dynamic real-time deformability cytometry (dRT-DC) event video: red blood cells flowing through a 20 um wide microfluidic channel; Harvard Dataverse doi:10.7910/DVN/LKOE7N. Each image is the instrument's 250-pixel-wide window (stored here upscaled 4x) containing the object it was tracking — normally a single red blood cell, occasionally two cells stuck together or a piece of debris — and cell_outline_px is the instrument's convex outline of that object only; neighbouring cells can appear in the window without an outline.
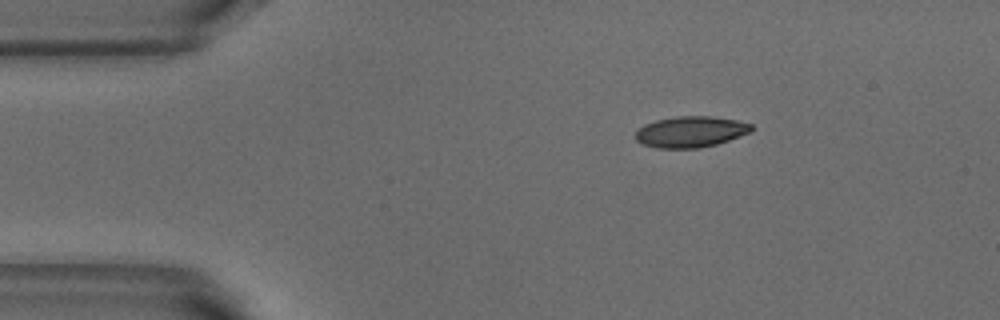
{"species": "common noctule bat (a hibernating species)", "species_latin": "Nyctalus noctula", "temperature_condition": "warm", "stored_images_in_passage": 4, "camera_frame_rate_fps": 3000, "um_per_image_px": 0.085, "animal": {"sex": "male", "body_mass_g": 18.8}, "frame": {"image": 1, "passage_image": 1, "time_ms": 0.0, "image_size_px": [1000, 320], "cell_outline_px": [[752, 132], [716, 144], [700, 148], [656, 148], [644, 144], [636, 140], [636, 132], [644, 124], [656, 120], [676, 116], [712, 116], [736, 120], [752, 124]], "centroid_in_image_um": [58.72, 11.2], "position_along_channel_um": 26.3, "area_um2": 20.92}}
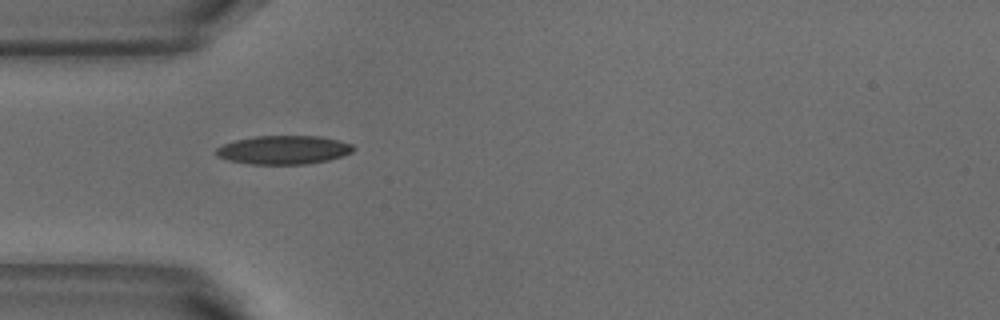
{"frame": {"image": 2, "passage_image": 3, "time_ms": 0.667, "image_size_px": [1000, 320], "cell_outline_px": [[356, 148], [352, 152], [328, 160], [308, 164], [248, 164], [228, 160], [216, 156], [216, 148], [224, 144], [236, 140], [256, 136], [320, 136], [352, 144]], "centroid_in_image_um": [24.1, 12.74], "position_along_channel_um": 60.9, "area_um2": 22.83}}
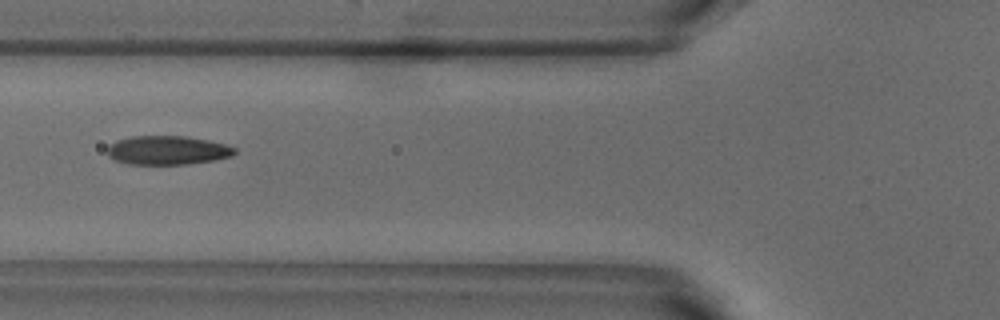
{"frame": {"image": 3, "passage_image": 4, "time_ms": 1.0, "image_size_px": [1000, 320], "cell_outline_px": [[236, 152], [232, 156], [216, 160], [184, 164], [128, 164], [116, 160], [108, 156], [108, 144], [116, 140], [132, 136], [188, 136], [228, 144], [236, 148]], "centroid_in_image_um": [14.26, 12.76], "position_along_channel_um": 111.5, "area_um2": 21.62}}